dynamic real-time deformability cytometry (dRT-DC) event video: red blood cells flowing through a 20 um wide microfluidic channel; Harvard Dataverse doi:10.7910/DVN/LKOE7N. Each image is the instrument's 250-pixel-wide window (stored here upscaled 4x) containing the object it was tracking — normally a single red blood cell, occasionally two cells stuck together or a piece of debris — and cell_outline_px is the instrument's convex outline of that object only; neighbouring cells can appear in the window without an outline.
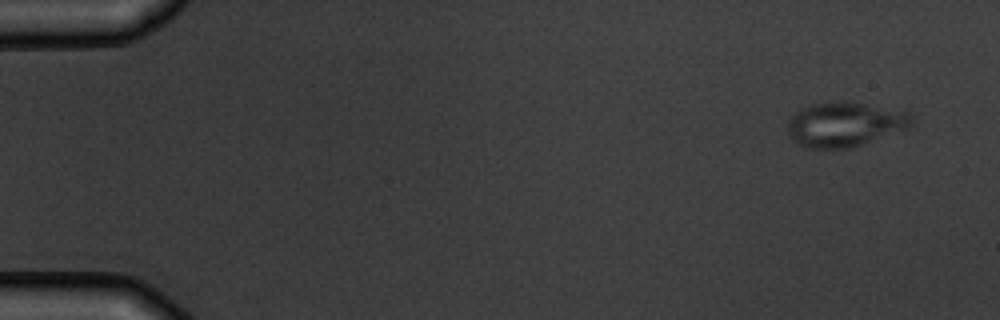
{"species": "common noctule bat (a hibernating species)", "species_latin": "Nyctalus noctula", "temperature_condition": "warm", "stored_images_in_passage": 9, "camera_frame_rate_fps": 3000, "um_per_image_px": 0.085, "animal": {"sex": "male", "body_mass_g": 19.5, "forearm_length_mm": 54.6}, "frame": {"image": 1, "passage_image": 1, "time_ms": 0.0, "image_size_px": [1000, 320], "cell_outline_px": [[912, 128], [852, 148], [808, 148], [796, 144], [788, 136], [788, 120], [800, 108], [812, 104], [832, 100], [844, 100], [912, 112]], "centroid_in_image_um": [71.84, 10.56], "position_along_channel_um": 13.2, "area_um2": 33.06}}